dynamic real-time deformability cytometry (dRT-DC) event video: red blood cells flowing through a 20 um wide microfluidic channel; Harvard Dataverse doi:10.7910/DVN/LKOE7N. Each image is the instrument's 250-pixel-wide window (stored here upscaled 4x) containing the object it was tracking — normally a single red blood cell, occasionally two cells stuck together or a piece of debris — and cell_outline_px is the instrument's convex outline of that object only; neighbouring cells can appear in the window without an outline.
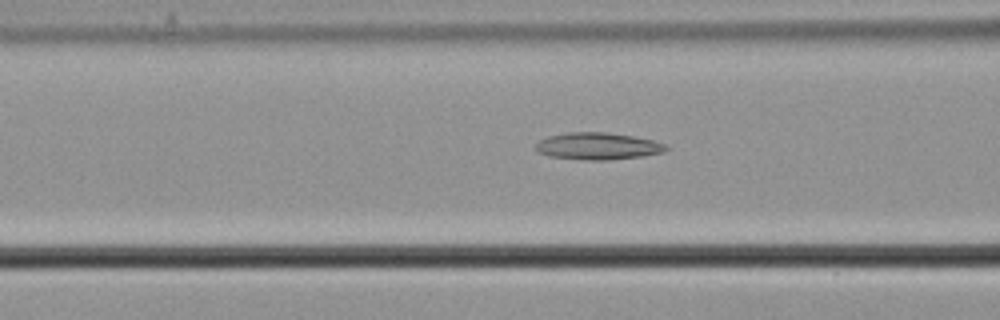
{"species": "common noctule bat (a hibernating species)", "species_latin": "Nyctalus noctula", "temperature_condition": "cold", "stored_images_in_passage": 17, "camera_frame_rate_fps": 3000, "um_per_image_px": 0.085, "animal": {"sex": "male", "body_mass_g": 21.5, "forearm_length_mm": 52.0}, "frame": {"image": 1, "passage_image": 15, "time_ms": 4.667, "image_size_px": [1000, 320], "cell_outline_px": [[672, 148], [664, 152], [644, 156], [608, 160], [584, 160], [548, 156], [536, 152], [536, 144], [540, 140], [548, 136], [568, 132], [608, 132], [632, 136], [652, 140], [664, 144]], "centroid_in_image_um": [50.82, 12.43], "position_along_channel_um": 115.8, "area_um2": 20.69}}